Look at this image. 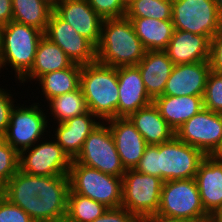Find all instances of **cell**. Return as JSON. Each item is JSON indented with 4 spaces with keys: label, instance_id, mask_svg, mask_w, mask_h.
Returning a JSON list of instances; mask_svg holds the SVG:
<instances>
[{
    "label": "cell",
    "instance_id": "obj_1",
    "mask_svg": "<svg viewBox=\"0 0 222 222\" xmlns=\"http://www.w3.org/2000/svg\"><path fill=\"white\" fill-rule=\"evenodd\" d=\"M206 155L174 136L170 141L148 145L135 170L163 181L192 179Z\"/></svg>",
    "mask_w": 222,
    "mask_h": 222
},
{
    "label": "cell",
    "instance_id": "obj_2",
    "mask_svg": "<svg viewBox=\"0 0 222 222\" xmlns=\"http://www.w3.org/2000/svg\"><path fill=\"white\" fill-rule=\"evenodd\" d=\"M146 51L126 16L103 20L100 43L96 47L98 63L116 68L136 66Z\"/></svg>",
    "mask_w": 222,
    "mask_h": 222
},
{
    "label": "cell",
    "instance_id": "obj_3",
    "mask_svg": "<svg viewBox=\"0 0 222 222\" xmlns=\"http://www.w3.org/2000/svg\"><path fill=\"white\" fill-rule=\"evenodd\" d=\"M80 88L88 110L101 120L118 118V76L117 68L97 61L82 65Z\"/></svg>",
    "mask_w": 222,
    "mask_h": 222
},
{
    "label": "cell",
    "instance_id": "obj_4",
    "mask_svg": "<svg viewBox=\"0 0 222 222\" xmlns=\"http://www.w3.org/2000/svg\"><path fill=\"white\" fill-rule=\"evenodd\" d=\"M44 33L35 27L10 21L2 26L0 68L11 64L18 80L31 69L39 41Z\"/></svg>",
    "mask_w": 222,
    "mask_h": 222
},
{
    "label": "cell",
    "instance_id": "obj_5",
    "mask_svg": "<svg viewBox=\"0 0 222 222\" xmlns=\"http://www.w3.org/2000/svg\"><path fill=\"white\" fill-rule=\"evenodd\" d=\"M70 189L91 198L108 208L122 204V177L105 174L78 162H71L69 169Z\"/></svg>",
    "mask_w": 222,
    "mask_h": 222
},
{
    "label": "cell",
    "instance_id": "obj_6",
    "mask_svg": "<svg viewBox=\"0 0 222 222\" xmlns=\"http://www.w3.org/2000/svg\"><path fill=\"white\" fill-rule=\"evenodd\" d=\"M163 180L127 169L122 177V204L137 219L158 212Z\"/></svg>",
    "mask_w": 222,
    "mask_h": 222
},
{
    "label": "cell",
    "instance_id": "obj_7",
    "mask_svg": "<svg viewBox=\"0 0 222 222\" xmlns=\"http://www.w3.org/2000/svg\"><path fill=\"white\" fill-rule=\"evenodd\" d=\"M157 214L192 222L209 216L194 178L164 181Z\"/></svg>",
    "mask_w": 222,
    "mask_h": 222
},
{
    "label": "cell",
    "instance_id": "obj_8",
    "mask_svg": "<svg viewBox=\"0 0 222 222\" xmlns=\"http://www.w3.org/2000/svg\"><path fill=\"white\" fill-rule=\"evenodd\" d=\"M174 29L207 36L210 40L221 31L215 0H172Z\"/></svg>",
    "mask_w": 222,
    "mask_h": 222
},
{
    "label": "cell",
    "instance_id": "obj_9",
    "mask_svg": "<svg viewBox=\"0 0 222 222\" xmlns=\"http://www.w3.org/2000/svg\"><path fill=\"white\" fill-rule=\"evenodd\" d=\"M90 168L117 177H123L122 166L109 126L99 124L84 141L81 152L72 160Z\"/></svg>",
    "mask_w": 222,
    "mask_h": 222
},
{
    "label": "cell",
    "instance_id": "obj_10",
    "mask_svg": "<svg viewBox=\"0 0 222 222\" xmlns=\"http://www.w3.org/2000/svg\"><path fill=\"white\" fill-rule=\"evenodd\" d=\"M175 136L206 156H217L222 148V113L203 108L182 124Z\"/></svg>",
    "mask_w": 222,
    "mask_h": 222
},
{
    "label": "cell",
    "instance_id": "obj_11",
    "mask_svg": "<svg viewBox=\"0 0 222 222\" xmlns=\"http://www.w3.org/2000/svg\"><path fill=\"white\" fill-rule=\"evenodd\" d=\"M70 182L68 175L40 176V192L34 196V222H65Z\"/></svg>",
    "mask_w": 222,
    "mask_h": 222
},
{
    "label": "cell",
    "instance_id": "obj_12",
    "mask_svg": "<svg viewBox=\"0 0 222 222\" xmlns=\"http://www.w3.org/2000/svg\"><path fill=\"white\" fill-rule=\"evenodd\" d=\"M71 162L56 140L34 144L19 153V170L32 176L68 175Z\"/></svg>",
    "mask_w": 222,
    "mask_h": 222
},
{
    "label": "cell",
    "instance_id": "obj_13",
    "mask_svg": "<svg viewBox=\"0 0 222 222\" xmlns=\"http://www.w3.org/2000/svg\"><path fill=\"white\" fill-rule=\"evenodd\" d=\"M44 115L38 105L29 108L14 106L7 131L2 138L18 153L32 147L46 130L48 122Z\"/></svg>",
    "mask_w": 222,
    "mask_h": 222
},
{
    "label": "cell",
    "instance_id": "obj_14",
    "mask_svg": "<svg viewBox=\"0 0 222 222\" xmlns=\"http://www.w3.org/2000/svg\"><path fill=\"white\" fill-rule=\"evenodd\" d=\"M44 36L58 45L73 63L86 65L96 62V47L54 11L51 12Z\"/></svg>",
    "mask_w": 222,
    "mask_h": 222
},
{
    "label": "cell",
    "instance_id": "obj_15",
    "mask_svg": "<svg viewBox=\"0 0 222 222\" xmlns=\"http://www.w3.org/2000/svg\"><path fill=\"white\" fill-rule=\"evenodd\" d=\"M53 11L95 47L100 43L103 18L87 0H62Z\"/></svg>",
    "mask_w": 222,
    "mask_h": 222
},
{
    "label": "cell",
    "instance_id": "obj_16",
    "mask_svg": "<svg viewBox=\"0 0 222 222\" xmlns=\"http://www.w3.org/2000/svg\"><path fill=\"white\" fill-rule=\"evenodd\" d=\"M113 135L122 166L135 169L148 146L128 117H118L106 121ZM110 123V124H109Z\"/></svg>",
    "mask_w": 222,
    "mask_h": 222
},
{
    "label": "cell",
    "instance_id": "obj_17",
    "mask_svg": "<svg viewBox=\"0 0 222 222\" xmlns=\"http://www.w3.org/2000/svg\"><path fill=\"white\" fill-rule=\"evenodd\" d=\"M202 205L209 215L222 212V157L206 156L195 175Z\"/></svg>",
    "mask_w": 222,
    "mask_h": 222
},
{
    "label": "cell",
    "instance_id": "obj_18",
    "mask_svg": "<svg viewBox=\"0 0 222 222\" xmlns=\"http://www.w3.org/2000/svg\"><path fill=\"white\" fill-rule=\"evenodd\" d=\"M118 76V117H129L140 108H144L153 100L146 92L140 70L137 66L117 67Z\"/></svg>",
    "mask_w": 222,
    "mask_h": 222
},
{
    "label": "cell",
    "instance_id": "obj_19",
    "mask_svg": "<svg viewBox=\"0 0 222 222\" xmlns=\"http://www.w3.org/2000/svg\"><path fill=\"white\" fill-rule=\"evenodd\" d=\"M210 71L209 61L174 65L163 95H203Z\"/></svg>",
    "mask_w": 222,
    "mask_h": 222
},
{
    "label": "cell",
    "instance_id": "obj_20",
    "mask_svg": "<svg viewBox=\"0 0 222 222\" xmlns=\"http://www.w3.org/2000/svg\"><path fill=\"white\" fill-rule=\"evenodd\" d=\"M165 51L174 65L209 61L210 39L204 35L174 29Z\"/></svg>",
    "mask_w": 222,
    "mask_h": 222
},
{
    "label": "cell",
    "instance_id": "obj_21",
    "mask_svg": "<svg viewBox=\"0 0 222 222\" xmlns=\"http://www.w3.org/2000/svg\"><path fill=\"white\" fill-rule=\"evenodd\" d=\"M136 66L140 70L149 97L154 100L162 96L174 67L167 52L165 50L146 51L145 56Z\"/></svg>",
    "mask_w": 222,
    "mask_h": 222
},
{
    "label": "cell",
    "instance_id": "obj_22",
    "mask_svg": "<svg viewBox=\"0 0 222 222\" xmlns=\"http://www.w3.org/2000/svg\"><path fill=\"white\" fill-rule=\"evenodd\" d=\"M96 117L89 110L81 115L58 123L55 136L57 143L71 160L81 152L84 141L100 122H95Z\"/></svg>",
    "mask_w": 222,
    "mask_h": 222
},
{
    "label": "cell",
    "instance_id": "obj_23",
    "mask_svg": "<svg viewBox=\"0 0 222 222\" xmlns=\"http://www.w3.org/2000/svg\"><path fill=\"white\" fill-rule=\"evenodd\" d=\"M153 103L175 132L182 124L204 108L203 95H162L155 98Z\"/></svg>",
    "mask_w": 222,
    "mask_h": 222
},
{
    "label": "cell",
    "instance_id": "obj_24",
    "mask_svg": "<svg viewBox=\"0 0 222 222\" xmlns=\"http://www.w3.org/2000/svg\"><path fill=\"white\" fill-rule=\"evenodd\" d=\"M128 118L148 145H158L170 141L175 136V131L160 115L154 103L138 109Z\"/></svg>",
    "mask_w": 222,
    "mask_h": 222
},
{
    "label": "cell",
    "instance_id": "obj_25",
    "mask_svg": "<svg viewBox=\"0 0 222 222\" xmlns=\"http://www.w3.org/2000/svg\"><path fill=\"white\" fill-rule=\"evenodd\" d=\"M73 64V61L58 45L43 36L39 41L31 69L20 80L23 83L27 78L39 79L46 73L66 69Z\"/></svg>",
    "mask_w": 222,
    "mask_h": 222
},
{
    "label": "cell",
    "instance_id": "obj_26",
    "mask_svg": "<svg viewBox=\"0 0 222 222\" xmlns=\"http://www.w3.org/2000/svg\"><path fill=\"white\" fill-rule=\"evenodd\" d=\"M128 19L147 51L166 50L174 31L172 20L143 17Z\"/></svg>",
    "mask_w": 222,
    "mask_h": 222
},
{
    "label": "cell",
    "instance_id": "obj_27",
    "mask_svg": "<svg viewBox=\"0 0 222 222\" xmlns=\"http://www.w3.org/2000/svg\"><path fill=\"white\" fill-rule=\"evenodd\" d=\"M40 192V176H32L20 170L0 190L9 202L22 208L32 219L34 196Z\"/></svg>",
    "mask_w": 222,
    "mask_h": 222
},
{
    "label": "cell",
    "instance_id": "obj_28",
    "mask_svg": "<svg viewBox=\"0 0 222 222\" xmlns=\"http://www.w3.org/2000/svg\"><path fill=\"white\" fill-rule=\"evenodd\" d=\"M82 65L73 64L71 67L49 72L41 76V89L46 99H50L77 90L80 87Z\"/></svg>",
    "mask_w": 222,
    "mask_h": 222
},
{
    "label": "cell",
    "instance_id": "obj_29",
    "mask_svg": "<svg viewBox=\"0 0 222 222\" xmlns=\"http://www.w3.org/2000/svg\"><path fill=\"white\" fill-rule=\"evenodd\" d=\"M12 21L45 33L53 8L43 0H12Z\"/></svg>",
    "mask_w": 222,
    "mask_h": 222
},
{
    "label": "cell",
    "instance_id": "obj_30",
    "mask_svg": "<svg viewBox=\"0 0 222 222\" xmlns=\"http://www.w3.org/2000/svg\"><path fill=\"white\" fill-rule=\"evenodd\" d=\"M108 207L91 198L74 193H68L67 215L65 222H93L102 216Z\"/></svg>",
    "mask_w": 222,
    "mask_h": 222
},
{
    "label": "cell",
    "instance_id": "obj_31",
    "mask_svg": "<svg viewBox=\"0 0 222 222\" xmlns=\"http://www.w3.org/2000/svg\"><path fill=\"white\" fill-rule=\"evenodd\" d=\"M49 103L51 114L56 117L57 123H62L88 111L85 97L80 87L73 92L50 99Z\"/></svg>",
    "mask_w": 222,
    "mask_h": 222
},
{
    "label": "cell",
    "instance_id": "obj_32",
    "mask_svg": "<svg viewBox=\"0 0 222 222\" xmlns=\"http://www.w3.org/2000/svg\"><path fill=\"white\" fill-rule=\"evenodd\" d=\"M127 18L171 20L172 0H131L127 4Z\"/></svg>",
    "mask_w": 222,
    "mask_h": 222
},
{
    "label": "cell",
    "instance_id": "obj_33",
    "mask_svg": "<svg viewBox=\"0 0 222 222\" xmlns=\"http://www.w3.org/2000/svg\"><path fill=\"white\" fill-rule=\"evenodd\" d=\"M19 170V153L0 137V190Z\"/></svg>",
    "mask_w": 222,
    "mask_h": 222
},
{
    "label": "cell",
    "instance_id": "obj_34",
    "mask_svg": "<svg viewBox=\"0 0 222 222\" xmlns=\"http://www.w3.org/2000/svg\"><path fill=\"white\" fill-rule=\"evenodd\" d=\"M204 108L222 113V74L209 72L203 94Z\"/></svg>",
    "mask_w": 222,
    "mask_h": 222
},
{
    "label": "cell",
    "instance_id": "obj_35",
    "mask_svg": "<svg viewBox=\"0 0 222 222\" xmlns=\"http://www.w3.org/2000/svg\"><path fill=\"white\" fill-rule=\"evenodd\" d=\"M91 8L103 19L120 18L126 15L125 0H87Z\"/></svg>",
    "mask_w": 222,
    "mask_h": 222
},
{
    "label": "cell",
    "instance_id": "obj_36",
    "mask_svg": "<svg viewBox=\"0 0 222 222\" xmlns=\"http://www.w3.org/2000/svg\"><path fill=\"white\" fill-rule=\"evenodd\" d=\"M0 222H34L19 206L9 202L0 194Z\"/></svg>",
    "mask_w": 222,
    "mask_h": 222
},
{
    "label": "cell",
    "instance_id": "obj_37",
    "mask_svg": "<svg viewBox=\"0 0 222 222\" xmlns=\"http://www.w3.org/2000/svg\"><path fill=\"white\" fill-rule=\"evenodd\" d=\"M209 63L211 71L222 74V31L210 40Z\"/></svg>",
    "mask_w": 222,
    "mask_h": 222
},
{
    "label": "cell",
    "instance_id": "obj_38",
    "mask_svg": "<svg viewBox=\"0 0 222 222\" xmlns=\"http://www.w3.org/2000/svg\"><path fill=\"white\" fill-rule=\"evenodd\" d=\"M93 222H138V219L126 208H108L107 211Z\"/></svg>",
    "mask_w": 222,
    "mask_h": 222
},
{
    "label": "cell",
    "instance_id": "obj_39",
    "mask_svg": "<svg viewBox=\"0 0 222 222\" xmlns=\"http://www.w3.org/2000/svg\"><path fill=\"white\" fill-rule=\"evenodd\" d=\"M3 90L4 89L0 88V137H2L7 131L10 114L14 108L11 94L6 93Z\"/></svg>",
    "mask_w": 222,
    "mask_h": 222
},
{
    "label": "cell",
    "instance_id": "obj_40",
    "mask_svg": "<svg viewBox=\"0 0 222 222\" xmlns=\"http://www.w3.org/2000/svg\"><path fill=\"white\" fill-rule=\"evenodd\" d=\"M12 0H0V24L2 26L12 21Z\"/></svg>",
    "mask_w": 222,
    "mask_h": 222
},
{
    "label": "cell",
    "instance_id": "obj_41",
    "mask_svg": "<svg viewBox=\"0 0 222 222\" xmlns=\"http://www.w3.org/2000/svg\"><path fill=\"white\" fill-rule=\"evenodd\" d=\"M138 222H192V221L186 219L168 217L156 213L154 215L138 219Z\"/></svg>",
    "mask_w": 222,
    "mask_h": 222
},
{
    "label": "cell",
    "instance_id": "obj_42",
    "mask_svg": "<svg viewBox=\"0 0 222 222\" xmlns=\"http://www.w3.org/2000/svg\"><path fill=\"white\" fill-rule=\"evenodd\" d=\"M195 222H218V219L214 215H209L207 217L198 219Z\"/></svg>",
    "mask_w": 222,
    "mask_h": 222
},
{
    "label": "cell",
    "instance_id": "obj_43",
    "mask_svg": "<svg viewBox=\"0 0 222 222\" xmlns=\"http://www.w3.org/2000/svg\"><path fill=\"white\" fill-rule=\"evenodd\" d=\"M53 9L62 1V0H43Z\"/></svg>",
    "mask_w": 222,
    "mask_h": 222
},
{
    "label": "cell",
    "instance_id": "obj_44",
    "mask_svg": "<svg viewBox=\"0 0 222 222\" xmlns=\"http://www.w3.org/2000/svg\"><path fill=\"white\" fill-rule=\"evenodd\" d=\"M216 4H217L218 13L220 17L222 18V0H217Z\"/></svg>",
    "mask_w": 222,
    "mask_h": 222
},
{
    "label": "cell",
    "instance_id": "obj_45",
    "mask_svg": "<svg viewBox=\"0 0 222 222\" xmlns=\"http://www.w3.org/2000/svg\"><path fill=\"white\" fill-rule=\"evenodd\" d=\"M214 216L218 219V222H222V212L214 214Z\"/></svg>",
    "mask_w": 222,
    "mask_h": 222
},
{
    "label": "cell",
    "instance_id": "obj_46",
    "mask_svg": "<svg viewBox=\"0 0 222 222\" xmlns=\"http://www.w3.org/2000/svg\"><path fill=\"white\" fill-rule=\"evenodd\" d=\"M217 156H218V157H222V148H221L220 153H219Z\"/></svg>",
    "mask_w": 222,
    "mask_h": 222
},
{
    "label": "cell",
    "instance_id": "obj_47",
    "mask_svg": "<svg viewBox=\"0 0 222 222\" xmlns=\"http://www.w3.org/2000/svg\"><path fill=\"white\" fill-rule=\"evenodd\" d=\"M1 29H2V25L0 24V36H1Z\"/></svg>",
    "mask_w": 222,
    "mask_h": 222
}]
</instances>
